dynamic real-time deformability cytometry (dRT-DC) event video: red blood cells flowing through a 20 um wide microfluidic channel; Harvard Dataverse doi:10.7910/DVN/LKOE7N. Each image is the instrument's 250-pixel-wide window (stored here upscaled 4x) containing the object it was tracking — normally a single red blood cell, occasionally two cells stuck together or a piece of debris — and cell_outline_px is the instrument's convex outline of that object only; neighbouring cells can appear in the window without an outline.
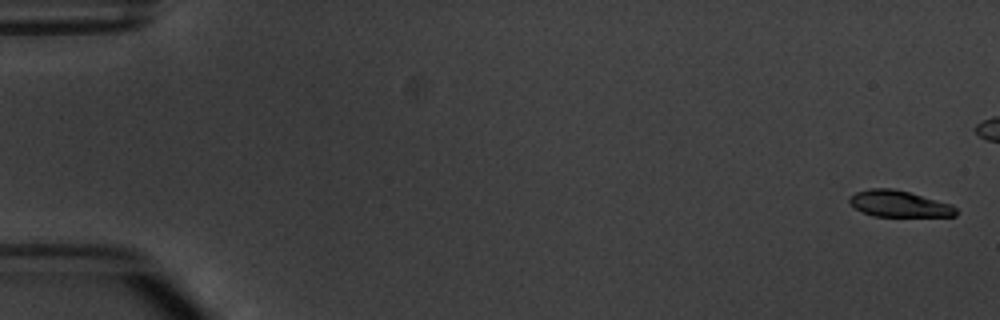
{"species": "common noctule bat (a hibernating species)", "species_latin": "Nyctalus noctula", "temperature_condition": "warm", "stored_images_in_passage": 7, "camera_frame_rate_fps": 3000, "um_per_image_px": 0.085, "animal": {"sex": "male", "body_mass_g": 20.1, "forearm_length_mm": 53.5}, "frame": {"image": 1, "passage_image": 1, "time_ms": 0.0, "image_size_px": [1000, 320], "cell_outline_px": [[960, 212], [956, 216], [872, 216], [856, 208], [848, 200], [856, 192], [868, 188], [892, 188], [908, 192], [952, 204]], "centroid_in_image_um": [76.46, 17.32], "position_along_channel_um": 8.5, "area_um2": 16.24}}